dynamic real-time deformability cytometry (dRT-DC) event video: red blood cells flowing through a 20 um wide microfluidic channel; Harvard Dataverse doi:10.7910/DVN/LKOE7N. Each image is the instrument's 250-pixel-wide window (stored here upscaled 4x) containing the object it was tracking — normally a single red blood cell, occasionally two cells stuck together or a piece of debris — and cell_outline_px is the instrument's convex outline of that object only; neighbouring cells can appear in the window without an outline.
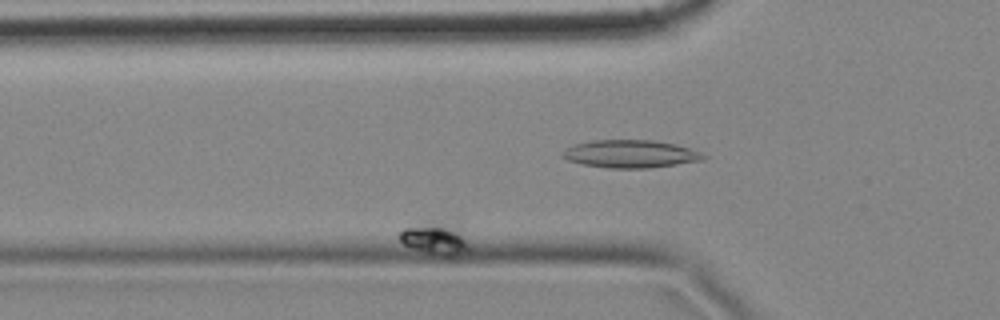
{"species": "common noctule bat (a hibernating species)", "species_latin": "Nyctalus noctula", "temperature_condition": "cold", "stored_images_in_passage": 15, "camera_frame_rate_fps": 3000, "um_per_image_px": 0.085, "animal": {"sex": "female", "body_mass_g": 18.4}, "frame": {"image": 1, "passage_image": 5, "time_ms": 1.333, "image_size_px": [1000, 320], "cell_outline_px": [[468, 252], [456, 260], [440, 260], [412, 248], [404, 244], [400, 240], [400, 232], [404, 228], [428, 220], [440, 220], [460, 224], [468, 244]], "centroid_in_image_um": [37.1, 20.34], "position_along_channel_um": 88.7, "area_um2": 14.68}}